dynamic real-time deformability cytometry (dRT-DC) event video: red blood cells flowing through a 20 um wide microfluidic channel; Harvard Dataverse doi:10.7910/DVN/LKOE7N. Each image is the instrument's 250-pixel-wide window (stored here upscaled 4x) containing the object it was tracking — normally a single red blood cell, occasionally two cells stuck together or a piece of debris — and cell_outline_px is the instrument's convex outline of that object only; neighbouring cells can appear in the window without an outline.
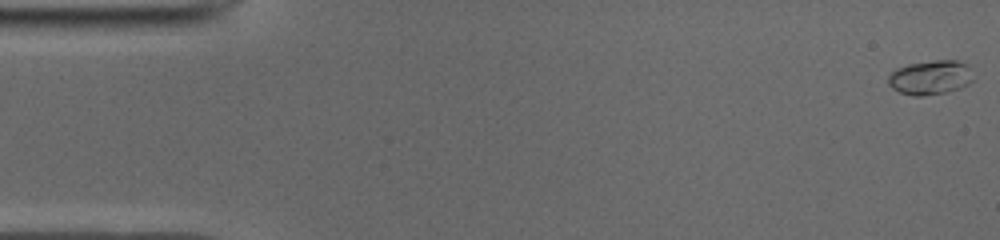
{"species": "common noctule bat (a hibernating species)", "species_latin": "Nyctalus noctula", "temperature_condition": "cold", "stored_images_in_passage": 51, "camera_frame_rate_fps": 3000, "um_per_image_px": 0.085, "animal": {"sex": "male", "body_mass_g": 19.0, "forearm_length_mm": 50.8}, "frame": {"image": 1, "passage_image": 1, "time_ms": 0.0, "image_size_px": [1000, 240], "cell_outline_px": [[972, 80], [968, 84], [948, 92], [920, 96], [916, 96], [900, 92], [892, 88], [888, 84], [888, 76], [896, 68], [908, 64], [936, 60], [956, 60], [964, 64], [968, 68]], "centroid_in_image_um": [79.03, 6.59], "position_along_channel_um": 6.0, "area_um2": 16.7}}
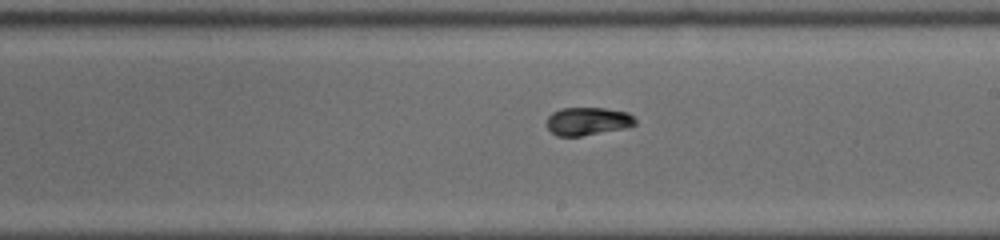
{"frame": {"image": 2, "passage_image": 29, "time_ms": 9.333, "image_size_px": [1000, 240], "cell_outline_px": [[636, 124], [628, 128], [580, 136], [556, 136], [548, 128], [548, 116], [552, 112], [560, 108], [604, 108], [628, 112], [636, 120]], "centroid_in_image_um": [49.98, 10.3], "position_along_channel_um": 239.0, "area_um2": 14.51}}
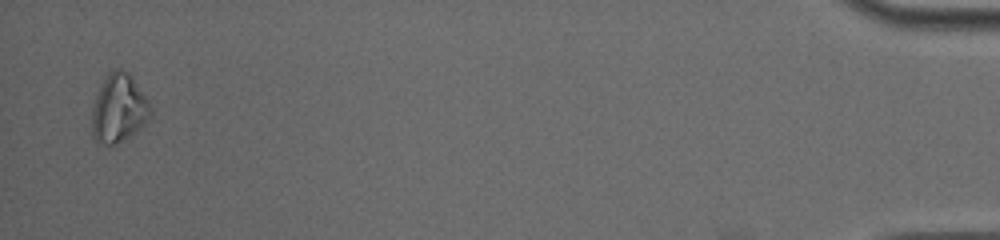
{"frame": {"image": 3, "passage_image": 50, "time_ms": 16.333, "image_size_px": [1000, 240], "cell_outline_px": [[152, 112], [144, 124], [140, 128], [116, 144], [108, 144], [96, 140], [92, 136], [92, 108], [96, 92], [100, 84], [108, 72], [112, 68], [120, 68], [128, 72], [148, 100], [152, 108]], "centroid_in_image_um": [10.07, 9.17], "position_along_channel_um": 425.1, "area_um2": 23.29}, "authors_computed_cell_mechanics": {"area_um2": 15.028, "velocity_mm_per_s": 3.9444, "shape_relaxation_time_tau1_ms": 7.6957, "shape_relaxation_time_tau2_ms": 1.4838, "deformation_change_tau1": 0.1934, "deformation_change_tau2": 0.0384}}